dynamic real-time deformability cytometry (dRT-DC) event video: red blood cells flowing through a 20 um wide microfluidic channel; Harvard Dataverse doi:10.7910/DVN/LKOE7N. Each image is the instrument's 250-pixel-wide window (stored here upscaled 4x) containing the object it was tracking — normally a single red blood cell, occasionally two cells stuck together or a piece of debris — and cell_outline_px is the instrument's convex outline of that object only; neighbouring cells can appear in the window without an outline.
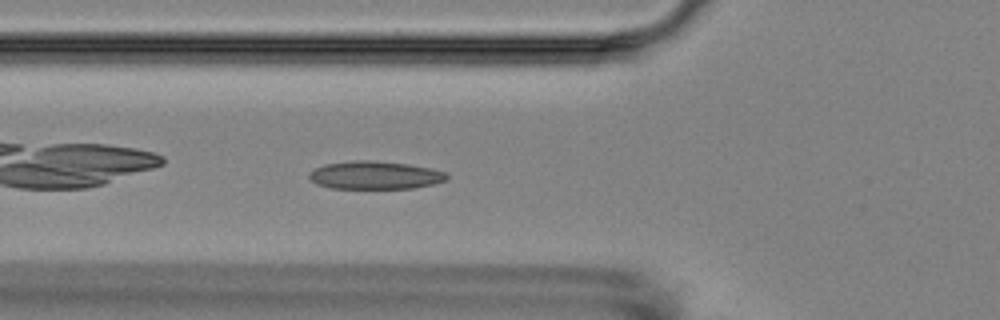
{"species": "Egyptian fruit bat (a non-hibernating species)", "species_latin": "Rousettus aegyptiacus", "temperature_condition": "room temperature", "stored_images_in_passage": 6, "camera_frame_rate_fps": 3000, "um_per_image_px": 0.085, "animal": {"sex": "female"}, "frame": {"image": 1, "passage_image": 6, "time_ms": 7.0, "image_size_px": [1000, 320], "cell_outline_px": [[448, 180], [436, 184], [412, 188], [328, 188], [316, 184], [308, 180], [308, 172], [324, 164], [356, 160], [368, 160], [408, 164], [432, 168], [444, 172], [448, 176]], "centroid_in_image_um": [31.85, 14.89], "position_along_channel_um": 93.9, "area_um2": 22.66}}